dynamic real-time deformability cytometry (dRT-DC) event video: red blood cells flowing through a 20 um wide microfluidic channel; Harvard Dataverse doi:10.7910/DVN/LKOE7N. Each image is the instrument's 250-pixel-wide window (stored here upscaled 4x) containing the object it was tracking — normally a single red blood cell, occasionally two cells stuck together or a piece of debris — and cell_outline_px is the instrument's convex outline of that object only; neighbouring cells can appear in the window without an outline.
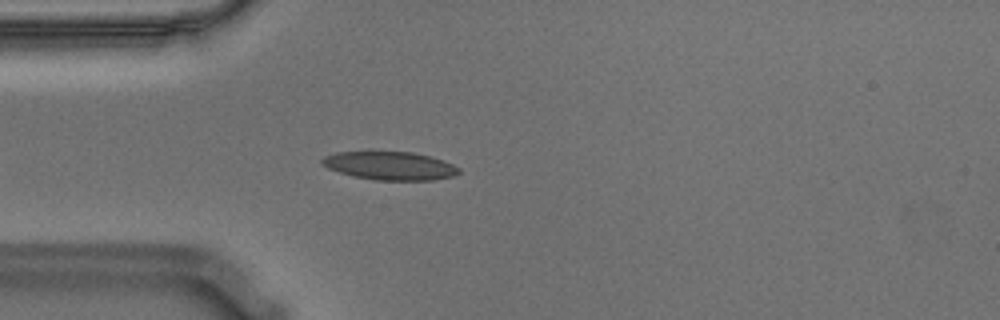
{"species": "Egyptian fruit bat (a non-hibernating species)", "species_latin": "Rousettus aegyptiacus", "temperature_condition": "warm", "stored_images_in_passage": 32, "camera_frame_rate_fps": 3000, "um_per_image_px": 0.085, "animal": {"sex": "male"}, "frame": {"image": 1, "passage_image": 7, "time_ms": 2.0, "image_size_px": [1000, 320], "cell_outline_px": [[460, 172], [452, 176], [432, 180], [376, 180], [352, 176], [328, 168], [320, 164], [320, 160], [324, 156], [336, 152], [412, 152], [444, 160], [460, 168]], "centroid_in_image_um": [33.12, 14.09], "position_along_channel_um": 51.9, "area_um2": 22.48}}
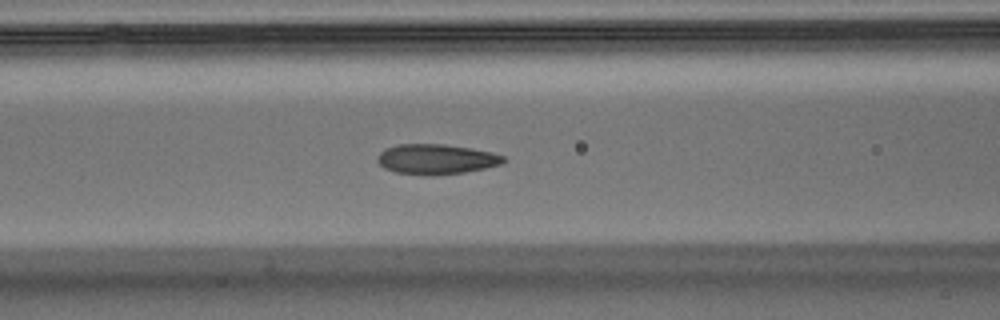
{"frame": {"image": 2, "passage_image": 14, "time_ms": 4.333, "image_size_px": [1000, 320], "cell_outline_px": [[508, 160], [500, 164], [484, 168], [464, 172], [432, 176], [428, 176], [396, 172], [384, 168], [376, 160], [376, 156], [384, 148], [400, 144], [444, 144], [472, 148], [492, 152], [504, 156]], "centroid_in_image_um": [37.06, 13.53], "position_along_channel_um": 129.5, "area_um2": 22.31}}
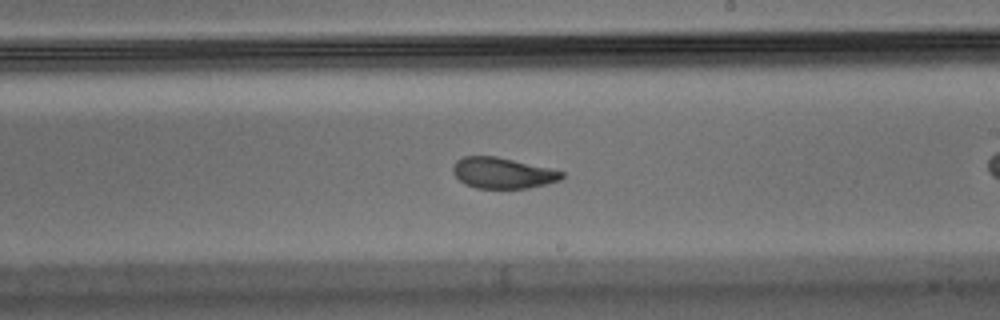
{"frame": {"image": 3, "passage_image": 20, "time_ms": 6.333, "image_size_px": [1000, 320], "cell_outline_px": [[564, 176], [560, 180], [528, 188], [476, 188], [464, 184], [452, 172], [452, 168], [456, 160], [464, 156], [496, 156], [548, 168], [564, 172]], "centroid_in_image_um": [42.68, 14.7], "position_along_channel_um": 246.3, "area_um2": 19.42}}